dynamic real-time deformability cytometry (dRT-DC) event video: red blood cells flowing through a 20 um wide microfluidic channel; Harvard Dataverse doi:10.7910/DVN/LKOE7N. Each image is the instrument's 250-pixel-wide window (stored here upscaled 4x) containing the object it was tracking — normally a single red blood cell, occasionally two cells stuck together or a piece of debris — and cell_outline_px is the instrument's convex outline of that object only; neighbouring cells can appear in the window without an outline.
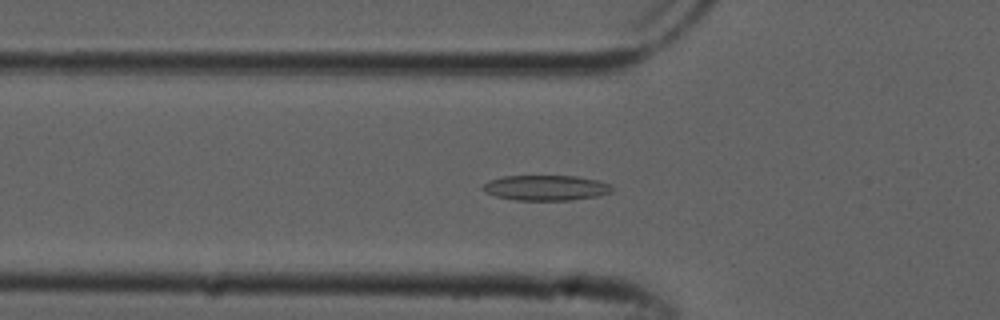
{"species": "common noctule bat (a hibernating species)", "species_latin": "Nyctalus noctula", "temperature_condition": "cold", "stored_images_in_passage": 38, "camera_frame_rate_fps": 3000, "um_per_image_px": 0.085, "animal": {"sex": "male", "forearm_length_mm": 52.5}, "frame": {"image": 1, "passage_image": 16, "time_ms": 5.0, "image_size_px": [1000, 320], "cell_outline_px": [[584, 180], [580, 196], [540, 200], [508, 196], [500, 180], [520, 176], [560, 176]], "centroid_in_image_um": [46.13, 15.91], "position_along_channel_um": 79.7, "area_um2": 11.85}}
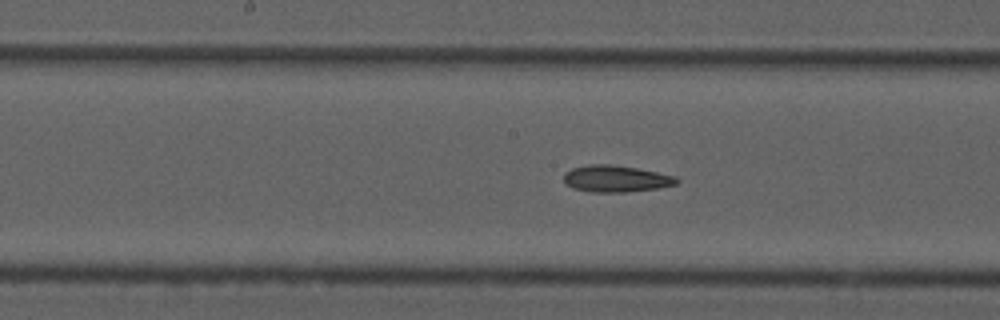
{"frame": {"image": 2, "passage_image": 25, "time_ms": 8.0, "image_size_px": [1000, 320], "cell_outline_px": [[676, 180], [668, 184], [648, 188], [580, 188], [572, 184], [564, 176], [568, 172], [576, 168], [628, 168], [648, 172], [664, 176]], "centroid_in_image_um": [52.3, 15.16], "position_along_channel_um": 195.9, "area_um2": 12.83}}
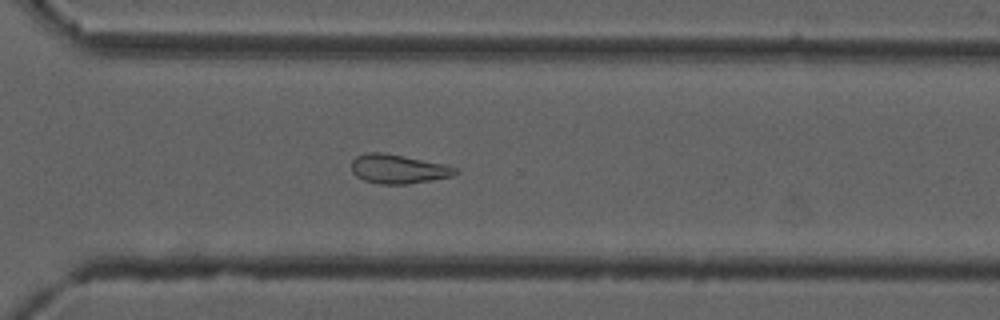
{"frame": {"image": 3, "passage_image": 36, "time_ms": 11.667, "image_size_px": [1000, 320], "cell_outline_px": [[444, 176], [420, 180], [368, 180], [360, 176], [360, 156], [396, 156], [432, 164]], "centroid_in_image_um": [33.66, 14.35], "position_along_channel_um": 336.9, "area_um2": 11.85}}